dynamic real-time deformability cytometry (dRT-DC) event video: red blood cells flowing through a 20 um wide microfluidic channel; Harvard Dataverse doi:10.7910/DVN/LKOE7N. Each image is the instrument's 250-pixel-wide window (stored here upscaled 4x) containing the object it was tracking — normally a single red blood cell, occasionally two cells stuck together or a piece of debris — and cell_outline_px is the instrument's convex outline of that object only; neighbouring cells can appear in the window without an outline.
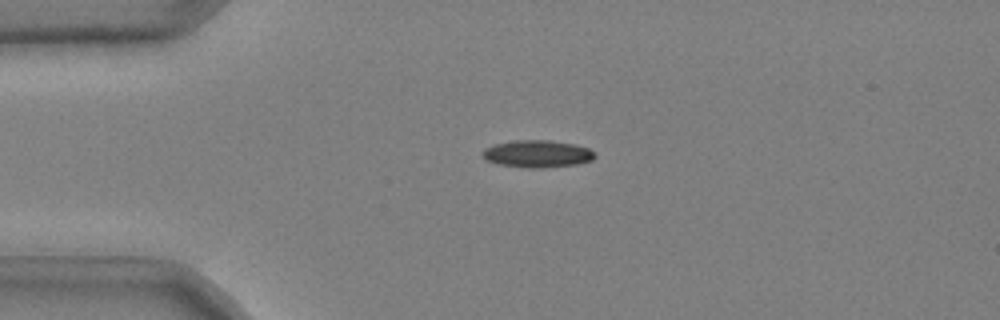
{"species": "common noctule bat (a hibernating species)", "species_latin": "Nyctalus noctula", "temperature_condition": "cold", "stored_images_in_passage": 49, "camera_frame_rate_fps": 3000, "um_per_image_px": 0.085, "animal": {"sex": "male", "body_mass_g": 20.4}, "frame": {"image": 1, "passage_image": 11, "time_ms": 3.333, "image_size_px": [1000, 320], "cell_outline_px": [[596, 156], [592, 160], [576, 164], [540, 168], [528, 168], [496, 164], [488, 160], [480, 152], [484, 148], [496, 144], [516, 140], [548, 140], [576, 144], [588, 148], [596, 152]], "centroid_in_image_um": [45.69, 13.07], "position_along_channel_um": 39.3, "area_um2": 17.86}}
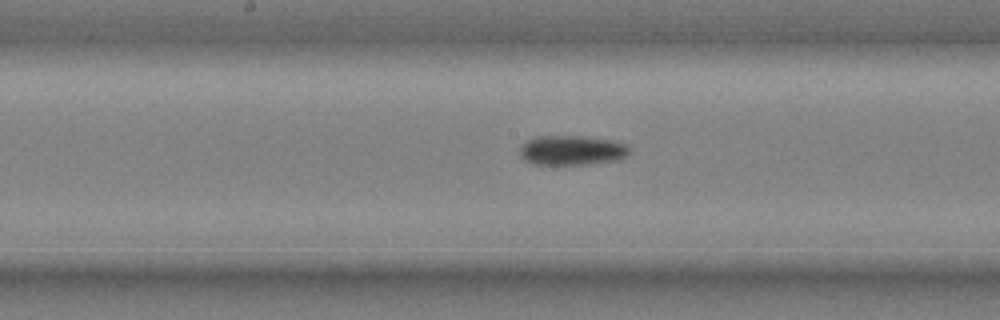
{"frame": {"image": 2, "passage_image": 26, "time_ms": 8.333, "image_size_px": [1000, 320], "cell_outline_px": [[628, 156], [620, 160], [588, 164], [532, 164], [524, 160], [520, 156], [520, 148], [528, 140], [536, 136], [584, 136], [616, 140], [628, 144]], "centroid_in_image_um": [48.65, 12.77], "position_along_channel_um": 199.5, "area_um2": 19.19}}
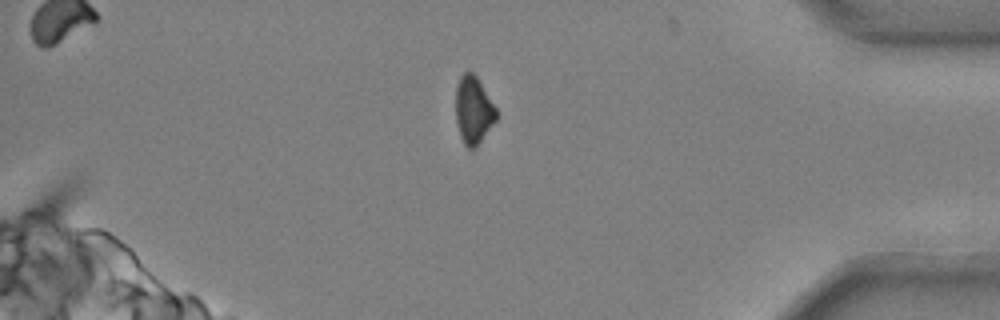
{"frame": {"image": 3, "passage_image": 44, "time_ms": 14.333, "image_size_px": [1000, 320], "cell_outline_px": [[496, 120], [476, 148], [468, 148], [464, 144], [460, 136], [456, 120], [456, 84], [460, 76], [464, 72], [472, 72], [476, 76], [496, 108]], "centroid_in_image_um": [40.22, 9.37], "position_along_channel_um": 395.0, "area_um2": 15.84}, "authors_computed_cell_mechanics": {"area_um2": 17.7446, "velocity_mm_per_s": 3.7339, "shape_relaxation_time_tau1_ms": 3.6538, "shape_relaxation_time_tau2_ms": null, "deformation_change_tau1": 0.1054, "deformation_change_tau2": null}}